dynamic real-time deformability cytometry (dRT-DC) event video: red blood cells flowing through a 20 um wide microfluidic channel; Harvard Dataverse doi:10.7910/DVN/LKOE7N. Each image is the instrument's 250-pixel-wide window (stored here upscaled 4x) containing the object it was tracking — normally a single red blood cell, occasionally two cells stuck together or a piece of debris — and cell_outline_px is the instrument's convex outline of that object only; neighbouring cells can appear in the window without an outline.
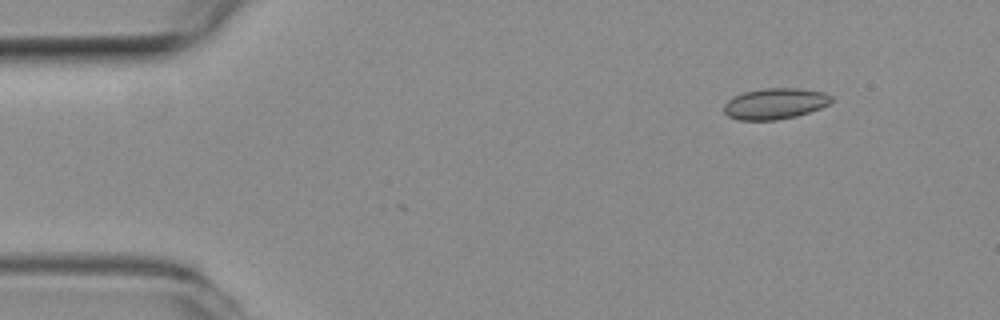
{"species": "common noctule bat (a hibernating species)", "species_latin": "Nyctalus noctula", "temperature_condition": "room temperature", "stored_images_in_passage": 3, "camera_frame_rate_fps": 3000, "um_per_image_px": 0.085, "animal": {"sex": "female", "body_mass_g": 19.3, "forearm_length_mm": 54.1}, "frame": {"image": 1, "passage_image": 1, "time_ms": 0.0, "image_size_px": [1000, 320], "cell_outline_px": [[832, 100], [828, 104], [820, 108], [796, 116], [776, 120], [736, 120], [728, 116], [724, 112], [724, 104], [732, 96], [744, 92], [764, 88], [796, 88], [824, 92], [832, 96]], "centroid_in_image_um": [65.84, 8.81], "position_along_channel_um": 19.2, "area_um2": 19.42}}